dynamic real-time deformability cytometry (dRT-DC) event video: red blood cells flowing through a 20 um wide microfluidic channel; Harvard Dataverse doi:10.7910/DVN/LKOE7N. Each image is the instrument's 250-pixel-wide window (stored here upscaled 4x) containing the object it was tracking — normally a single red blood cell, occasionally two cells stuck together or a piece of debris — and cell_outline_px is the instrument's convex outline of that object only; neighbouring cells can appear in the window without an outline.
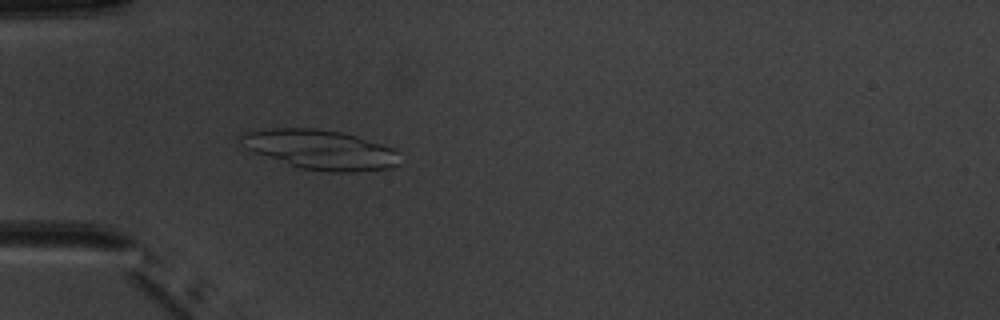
{"species": "common noctule bat (a hibernating species)", "species_latin": "Nyctalus noctula", "temperature_condition": "warm", "stored_images_in_passage": 5, "camera_frame_rate_fps": 3000, "um_per_image_px": 0.085, "animal": {"sex": "male", "body_mass_g": 20.1, "forearm_length_mm": 53.5}, "frame": {"image": 1, "passage_image": 5, "time_ms": 4.667, "image_size_px": [1000, 320], "cell_outline_px": [[400, 152], [396, 164], [392, 168], [356, 172], [328, 172], [300, 168], [252, 152], [240, 144], [236, 136], [240, 132], [272, 128], [316, 128], [340, 132], [356, 136], [392, 148]], "centroid_in_image_um": [27.15, 12.71], "position_along_channel_um": 57.8, "area_um2": 36.88}}